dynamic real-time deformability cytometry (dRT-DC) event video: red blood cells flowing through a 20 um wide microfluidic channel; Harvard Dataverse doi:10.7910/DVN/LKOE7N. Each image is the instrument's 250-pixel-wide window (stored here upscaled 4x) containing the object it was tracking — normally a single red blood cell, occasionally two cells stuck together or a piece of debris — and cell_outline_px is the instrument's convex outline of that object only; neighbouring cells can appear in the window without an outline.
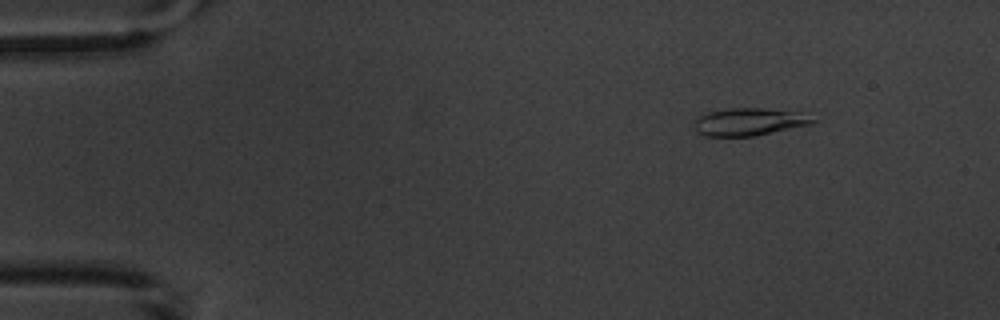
{"species": "common noctule bat (a hibernating species)", "species_latin": "Nyctalus noctula", "temperature_condition": "warm", "stored_images_in_passage": 4, "camera_frame_rate_fps": 3000, "um_per_image_px": 0.085, "animal": {"sex": "male", "body_mass_g": 20.1, "forearm_length_mm": 53.5}, "frame": {"image": 1, "passage_image": 1, "time_ms": 0.0, "image_size_px": [1000, 320], "cell_outline_px": [[820, 120], [812, 124], [756, 136], [704, 136], [696, 132], [696, 120], [700, 116], [708, 112], [728, 108], [764, 108], [800, 112]], "centroid_in_image_um": [63.74, 10.35], "position_along_channel_um": 21.3, "area_um2": 19.13}}